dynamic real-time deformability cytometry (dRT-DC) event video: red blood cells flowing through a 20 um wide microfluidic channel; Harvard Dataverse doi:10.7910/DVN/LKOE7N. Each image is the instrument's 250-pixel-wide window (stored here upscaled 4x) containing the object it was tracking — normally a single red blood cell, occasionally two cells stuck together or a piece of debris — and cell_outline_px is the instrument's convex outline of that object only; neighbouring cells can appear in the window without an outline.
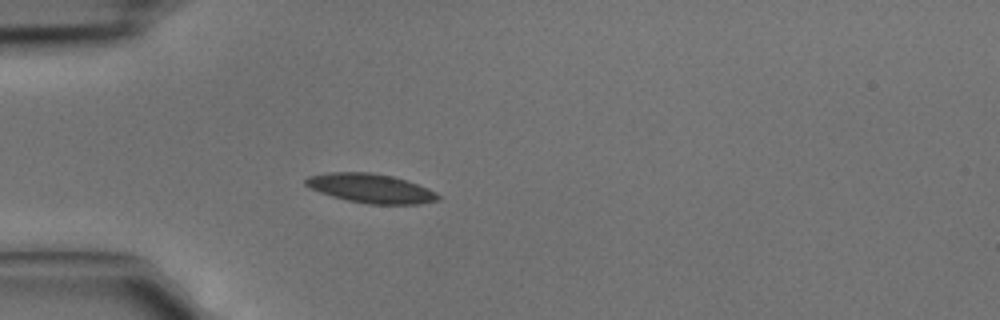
{"species": "common noctule bat (a hibernating species)", "species_latin": "Nyctalus noctula", "temperature_condition": "cold", "stored_images_in_passage": 3, "camera_frame_rate_fps": 3000, "um_per_image_px": 0.085, "animal": {"sex": "male", "body_mass_g": 15.6}, "frame": {"image": 1, "passage_image": 3, "time_ms": 0.667, "image_size_px": [1000, 320], "cell_outline_px": [[440, 200], [420, 204], [368, 204], [348, 200], [332, 196], [308, 188], [304, 184], [304, 180], [308, 176], [328, 172], [368, 172], [392, 176], [428, 188], [436, 192], [440, 196]], "centroid_in_image_um": [31.49, 16.01], "position_along_channel_um": 53.5, "area_um2": 22.48}}